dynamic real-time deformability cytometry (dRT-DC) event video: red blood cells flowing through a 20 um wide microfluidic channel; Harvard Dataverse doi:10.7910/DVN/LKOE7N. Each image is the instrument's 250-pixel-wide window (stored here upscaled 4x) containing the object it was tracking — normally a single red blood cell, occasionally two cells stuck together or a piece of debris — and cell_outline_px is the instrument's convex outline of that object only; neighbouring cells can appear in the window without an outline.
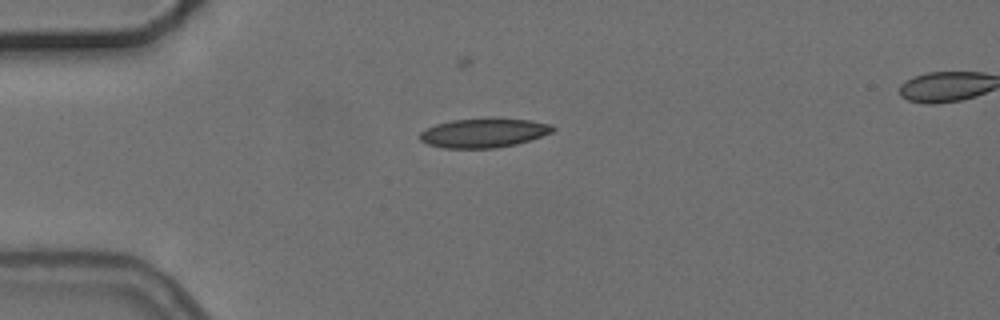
{"species": "common noctule bat (a hibernating species)", "species_latin": "Nyctalus noctula", "temperature_condition": "cold", "stored_images_in_passage": 2, "segment_of_instrument_passage": [1, 2], "camera_frame_rate_fps": 3000, "um_per_image_px": 0.085, "animal": {"sex": "female", "body_mass_g": 24.6, "forearm_length_mm": 56.2}, "frame": {"image": 1, "passage_image": 1, "time_ms": 0.0, "image_size_px": [1000, 320], "cell_outline_px": [[556, 128], [552, 132], [516, 144], [496, 148], [444, 148], [428, 144], [420, 140], [420, 132], [436, 124], [452, 120], [496, 116], [528, 120], [552, 124]], "centroid_in_image_um": [41.13, 11.27], "position_along_channel_um": 43.9, "area_um2": 22.95}}